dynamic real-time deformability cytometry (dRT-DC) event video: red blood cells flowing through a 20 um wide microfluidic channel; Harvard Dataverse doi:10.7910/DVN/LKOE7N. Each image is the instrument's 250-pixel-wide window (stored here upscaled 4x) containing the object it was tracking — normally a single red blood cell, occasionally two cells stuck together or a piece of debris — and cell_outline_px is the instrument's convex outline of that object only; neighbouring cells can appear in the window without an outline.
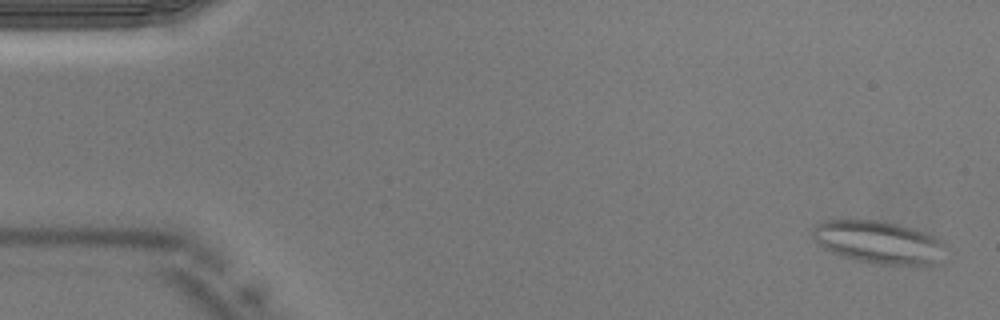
{"species": "Egyptian fruit bat (a non-hibernating species)", "species_latin": "Rousettus aegyptiacus", "temperature_condition": "warm", "stored_images_in_passage": 42, "camera_frame_rate_fps": 3000, "um_per_image_px": 0.085, "animal": {"sex": "male"}, "frame": {"image": 1, "passage_image": 1, "time_ms": 0.0, "image_size_px": [1000, 320], "cell_outline_px": [[944, 244], [940, 264], [872, 264], [856, 260], [832, 252], [816, 244], [812, 236], [812, 228], [816, 224], [824, 220], [880, 220], [912, 228], [924, 232], [944, 240]], "centroid_in_image_um": [74.66, 20.58], "position_along_channel_um": 10.3, "area_um2": 33.12}}